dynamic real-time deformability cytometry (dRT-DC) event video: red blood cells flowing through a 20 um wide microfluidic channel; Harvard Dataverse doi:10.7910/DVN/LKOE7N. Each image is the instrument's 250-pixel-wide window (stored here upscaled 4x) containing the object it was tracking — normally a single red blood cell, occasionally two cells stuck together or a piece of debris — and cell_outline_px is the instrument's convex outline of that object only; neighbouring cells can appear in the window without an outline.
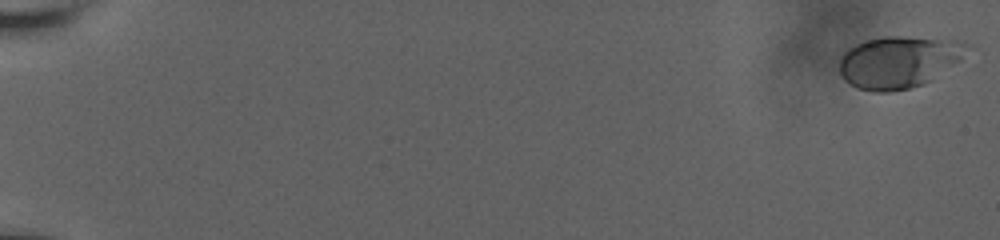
{"species": "human", "species_latin": "Homo sapiens", "temperature_condition": "room temperature", "stored_images_in_passage": 58, "camera_frame_rate_fps": 3000, "um_per_image_px": 0.085, "donor": {"sex": "male"}, "frame": {"image": 1, "passage_image": 1, "time_ms": 0.0, "image_size_px": [1000, 240], "cell_outline_px": [[964, 44], [960, 60], [932, 80], [924, 84], [908, 88], [888, 92], [872, 92], [856, 88], [844, 80], [840, 72], [840, 60], [844, 52], [856, 44], [864, 40], [884, 36], [900, 36], [964, 40]], "centroid_in_image_um": [76.34, 5.27], "position_along_channel_um": 8.7, "area_um2": 38.44}}
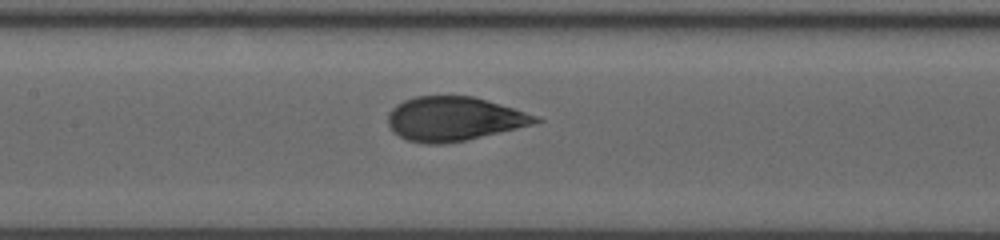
{"frame": {"image": 2, "passage_image": 31, "time_ms": 10.0, "image_size_px": [1000, 240], "cell_outline_px": [[544, 120], [532, 124], [516, 128], [464, 140], [444, 144], [428, 144], [408, 140], [392, 132], [388, 124], [388, 112], [396, 104], [404, 100], [416, 96], [472, 96], [512, 108], [536, 116]], "centroid_in_image_um": [38.51, 10.1], "position_along_channel_um": 168.9, "area_um2": 37.4}}
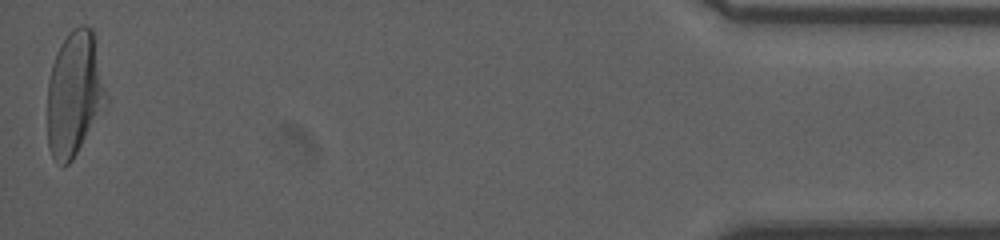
{"frame": {"image": 3, "passage_image": 58, "time_ms": 19.0, "image_size_px": [1000, 240], "cell_outline_px": [[108, 104], [72, 160], [64, 168], [52, 156], [48, 148], [48, 80], [52, 64], [56, 52], [60, 44], [68, 32], [72, 28], [80, 24], [84, 24], [92, 28], [108, 96]], "centroid_in_image_um": [6.34, 7.96], "position_along_channel_um": 428.9, "area_um2": 43.18}, "authors_computed_cell_mechanics": {"area_um2": 37.5989, "velocity_mm_per_s": 3.7914, "shape_relaxation_time_tau1_ms": 3.6197, "shape_relaxation_time_tau2_ms": null, "deformation_change_tau1": 0.1592, "deformation_change_tau2": null}}